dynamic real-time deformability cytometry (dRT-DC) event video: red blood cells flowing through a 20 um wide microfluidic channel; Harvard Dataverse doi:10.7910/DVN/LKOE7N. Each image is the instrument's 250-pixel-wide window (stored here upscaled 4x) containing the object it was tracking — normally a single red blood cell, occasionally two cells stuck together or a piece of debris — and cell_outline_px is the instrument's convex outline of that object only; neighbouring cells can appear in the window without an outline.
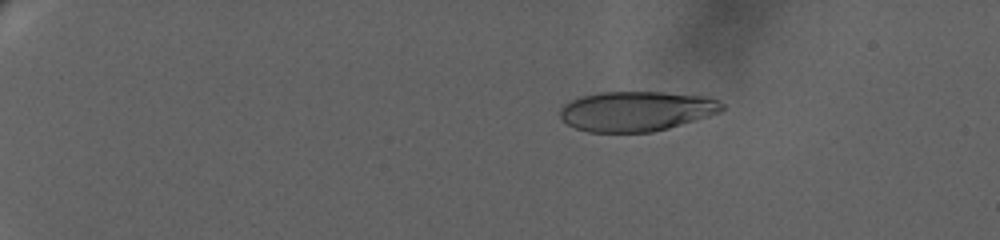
{"species": "human", "species_latin": "Homo sapiens", "temperature_condition": "warm", "stored_images_in_passage": 72, "camera_frame_rate_fps": 3000, "um_per_image_px": 0.085, "donor": {"sex": "female"}, "frame": {"image": 1, "passage_image": 16, "time_ms": 4.667, "image_size_px": [1000, 240], "cell_outline_px": [[724, 108], [720, 112], [708, 116], [668, 128], [652, 132], [588, 132], [576, 128], [568, 124], [560, 116], [560, 108], [564, 104], [580, 96], [600, 92], [660, 92], [704, 96], [720, 100], [724, 104]], "centroid_in_image_um": [54.09, 9.44], "position_along_channel_um": 30.9, "area_um2": 37.63}}
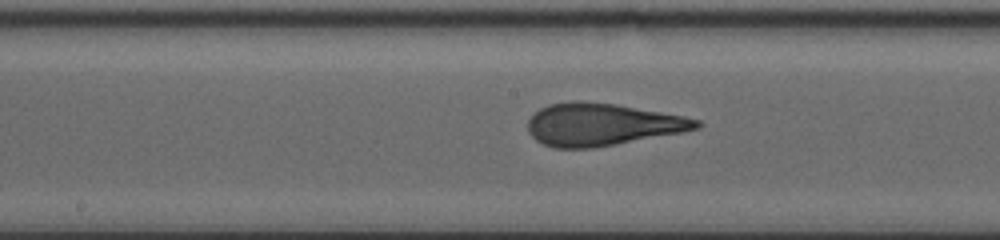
{"frame": {"image": 2, "passage_image": 45, "time_ms": 13.667, "image_size_px": [1000, 240], "cell_outline_px": [[704, 124], [700, 128], [684, 132], [592, 148], [552, 148], [536, 140], [528, 132], [528, 120], [540, 108], [548, 104], [572, 100], [580, 100], [616, 104], [684, 116], [700, 120]], "centroid_in_image_um": [51.18, 10.57], "position_along_channel_um": 197.0, "area_um2": 41.79}}
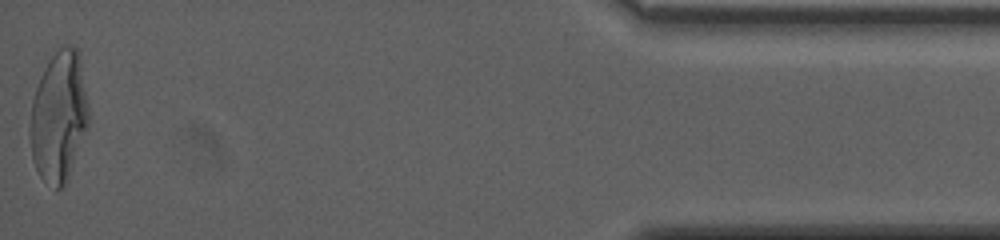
{"frame": {"image": 3, "passage_image": 72, "time_ms": 23.0, "image_size_px": [1000, 240], "cell_outline_px": [[88, 128], [64, 188], [56, 192], [40, 176], [32, 160], [28, 132], [28, 128], [32, 100], [40, 76], [44, 68], [52, 56], [64, 44], [72, 44], [80, 52], [88, 104]], "centroid_in_image_um": [4.99, 9.93], "position_along_channel_um": 430.2, "area_um2": 45.37}, "authors_computed_cell_mechanics": {"area_um2": 40.3444, "velocity_mm_per_s": 3.1918, "shape_relaxation_time_tau1_ms": 8.3734, "shape_relaxation_time_tau2_ms": 0.9939, "deformation_change_tau1": 0.3071, "deformation_change_tau2": 0.096}}